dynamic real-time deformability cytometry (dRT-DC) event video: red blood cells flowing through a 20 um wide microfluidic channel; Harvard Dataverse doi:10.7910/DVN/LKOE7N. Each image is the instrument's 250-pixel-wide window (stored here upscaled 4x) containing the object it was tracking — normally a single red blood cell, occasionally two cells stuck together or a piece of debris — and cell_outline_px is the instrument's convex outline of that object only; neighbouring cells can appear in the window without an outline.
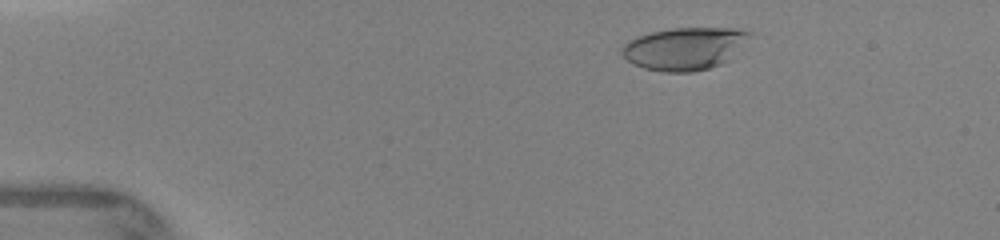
{"species": "human", "species_latin": "Homo sapiens", "temperature_condition": "warm", "stored_images_in_passage": 55, "camera_frame_rate_fps": 3000, "um_per_image_px": 0.085, "donor": {"sex": "female"}, "frame": {"image": 1, "passage_image": 12, "time_ms": 2.0, "image_size_px": [1000, 240], "cell_outline_px": [[752, 36], [724, 64], [692, 72], [664, 72], [644, 68], [632, 64], [620, 52], [620, 48], [628, 40], [652, 32], [672, 28], [732, 28], [752, 32]], "centroid_in_image_um": [58.19, 4.13], "position_along_channel_um": 26.8, "area_um2": 31.67}}
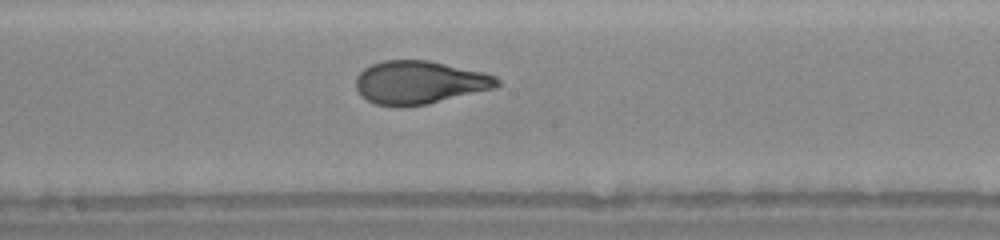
{"frame": {"image": 2, "passage_image": 36, "time_ms": 8.0, "image_size_px": [1000, 240], "cell_outline_px": [[500, 84], [496, 88], [428, 104], [376, 104], [360, 96], [356, 88], [356, 76], [364, 68], [372, 64], [384, 60], [428, 60], [484, 72], [496, 76], [500, 80]], "centroid_in_image_um": [35.69, 6.98], "position_along_channel_um": 212.5, "area_um2": 35.14}}
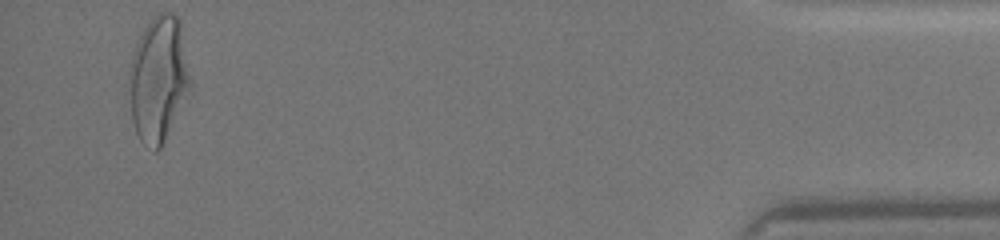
{"frame": {"image": 3, "passage_image": 54, "time_ms": 14.333, "image_size_px": [1000, 240], "cell_outline_px": [[188, 88], [164, 140], [160, 148], [156, 152], [144, 144], [140, 140], [136, 132], [132, 120], [128, 80], [128, 72], [132, 56], [136, 44], [144, 28], [152, 16], [160, 12], [172, 12], [180, 16], [188, 76]], "centroid_in_image_um": [13.4, 6.65], "position_along_channel_um": 421.8, "area_um2": 43.7}}